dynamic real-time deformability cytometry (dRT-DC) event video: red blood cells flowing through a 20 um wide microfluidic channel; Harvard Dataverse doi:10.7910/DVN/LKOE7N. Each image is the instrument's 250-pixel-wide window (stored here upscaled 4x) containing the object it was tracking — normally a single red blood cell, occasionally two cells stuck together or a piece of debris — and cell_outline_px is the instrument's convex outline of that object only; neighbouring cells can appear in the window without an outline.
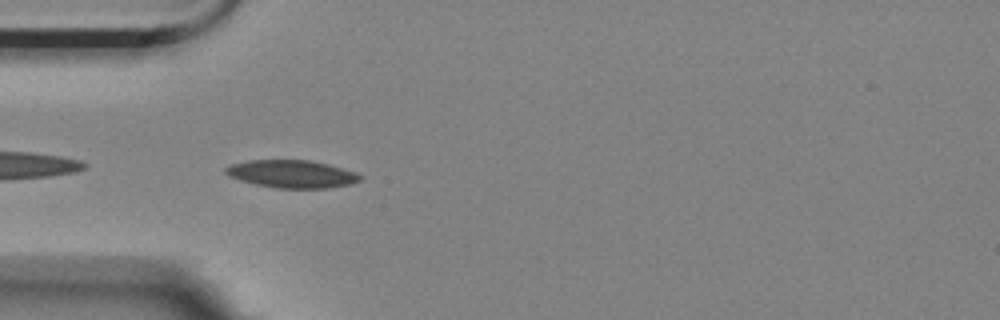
{"species": "Egyptian fruit bat (a non-hibernating species)", "species_latin": "Rousettus aegyptiacus", "temperature_condition": "room temperature", "stored_images_in_passage": 40, "camera_frame_rate_fps": 3000, "um_per_image_px": 0.085, "animal": {"sex": "female"}, "frame": {"image": 1, "passage_image": 2, "time_ms": 0.333, "image_size_px": [1000, 320], "cell_outline_px": [[364, 176], [360, 180], [352, 184], [328, 188], [276, 188], [256, 184], [240, 180], [228, 176], [224, 172], [224, 168], [232, 164], [248, 160], [308, 160], [328, 164], [356, 172]], "centroid_in_image_um": [24.82, 14.79], "position_along_channel_um": 60.2, "area_um2": 21.79}}
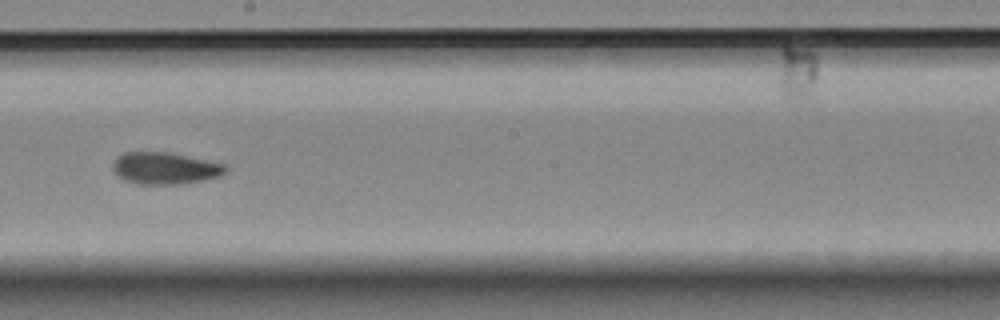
{"frame": {"image": 2, "passage_image": 17, "time_ms": 5.333, "image_size_px": [1000, 320], "cell_outline_px": [[228, 168], [220, 176], [204, 180], [180, 184], [136, 184], [124, 180], [112, 168], [112, 164], [124, 152], [168, 152], [224, 164]], "centroid_in_image_um": [14.02, 14.31], "position_along_channel_um": 234.2, "area_um2": 20.69}}
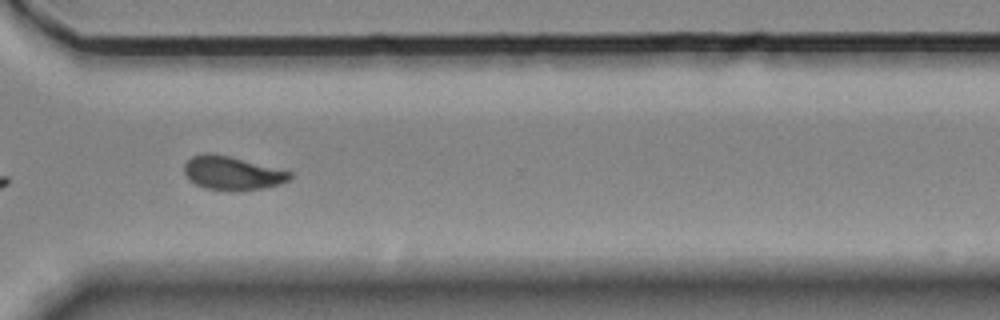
{"frame": {"image": 3, "passage_image": 27, "time_ms": 8.667, "image_size_px": [1000, 320], "cell_outline_px": [[292, 176], [288, 180], [280, 184], [264, 188], [240, 192], [232, 192], [204, 188], [188, 180], [184, 172], [184, 164], [192, 156], [204, 152], [212, 152], [292, 172]], "centroid_in_image_um": [19.7, 14.73], "position_along_channel_um": 350.9, "area_um2": 20.98}, "authors_computed_cell_mechanics": {"area_um2": 20.6057, "velocity_mm_per_s": 3.5003, "shape_relaxation_time_tau1_ms": null, "shape_relaxation_time_tau2_ms": 5.0013, "deformation_change_tau1": null, "deformation_change_tau2": 0.0808}}